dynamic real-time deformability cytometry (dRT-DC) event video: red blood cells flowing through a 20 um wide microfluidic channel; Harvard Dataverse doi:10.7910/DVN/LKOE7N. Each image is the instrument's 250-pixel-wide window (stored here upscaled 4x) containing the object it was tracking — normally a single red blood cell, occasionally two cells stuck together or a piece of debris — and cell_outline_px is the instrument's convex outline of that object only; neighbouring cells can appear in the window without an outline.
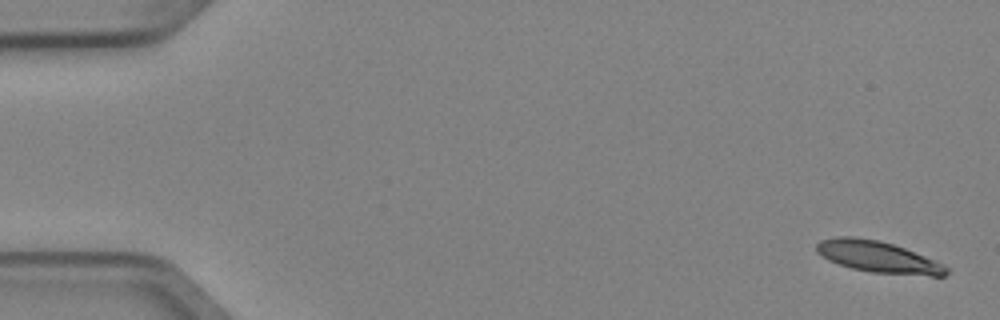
{"species": "Egyptian fruit bat (a non-hibernating species)", "species_latin": "Rousettus aegyptiacus", "temperature_condition": "cold", "stored_images_in_passage": 5, "camera_frame_rate_fps": 3000, "um_per_image_px": 0.085, "animal": {"sex": "female"}, "frame": {"image": 1, "passage_image": 1, "time_ms": 0.0, "image_size_px": [1000, 320], "cell_outline_px": [[952, 272], [944, 276], [932, 276], [872, 272], [852, 268], [828, 260], [816, 252], [816, 244], [820, 240], [840, 236], [852, 236], [876, 240], [892, 244], [904, 248], [936, 260], [952, 268]], "centroid_in_image_um": [74.7, 21.85], "position_along_channel_um": 10.3, "area_um2": 23.87}}
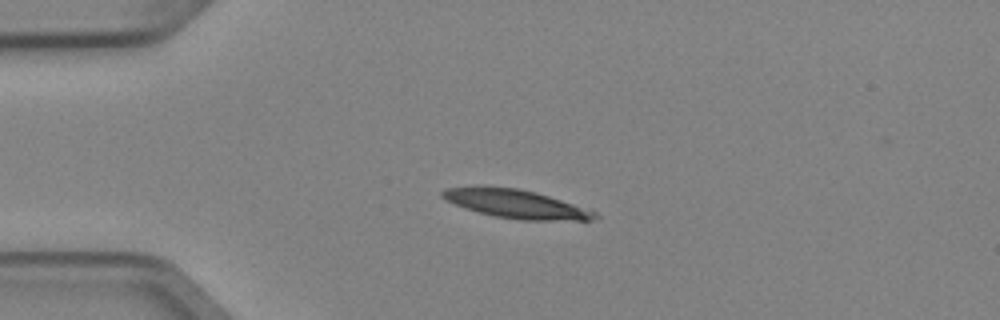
{"frame": {"image": 2, "passage_image": 4, "time_ms": 1.0, "image_size_px": [1000, 320], "cell_outline_px": [[600, 220], [524, 220], [496, 216], [464, 208], [440, 196], [440, 192], [448, 188], [516, 188], [536, 192], [592, 208], [600, 216]], "centroid_in_image_um": [44.06, 17.36], "position_along_channel_um": 40.9, "area_um2": 24.97}}